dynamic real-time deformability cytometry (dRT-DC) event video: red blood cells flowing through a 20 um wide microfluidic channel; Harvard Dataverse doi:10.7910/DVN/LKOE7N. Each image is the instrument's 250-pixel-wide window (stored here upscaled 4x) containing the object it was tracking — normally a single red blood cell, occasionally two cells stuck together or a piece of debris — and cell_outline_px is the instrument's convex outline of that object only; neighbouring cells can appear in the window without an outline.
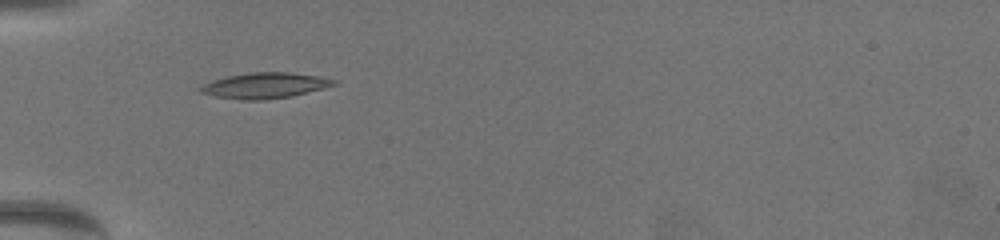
{"species": "common noctule bat (a hibernating species)", "species_latin": "Nyctalus noctula", "temperature_condition": "warm", "stored_images_in_passage": 8, "camera_frame_rate_fps": 3000, "um_per_image_px": 0.085, "animal": {"sex": "female", "body_mass_g": 19.5, "forearm_length_mm": 54.1}, "frame": {"image": 1, "passage_image": 1, "time_ms": 0.0, "image_size_px": [1000, 240], "cell_outline_px": [[336, 84], [292, 96], [260, 100], [244, 100], [216, 96], [200, 92], [200, 88], [204, 84], [212, 80], [228, 76], [252, 72], [288, 72], [316, 76], [336, 80]], "centroid_in_image_um": [22.49, 7.26], "position_along_channel_um": 62.5, "area_um2": 19.48}}
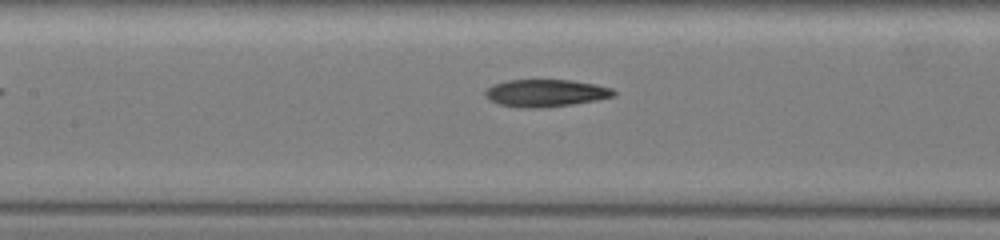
{"frame": {"image": 2, "passage_image": 6, "time_ms": 1.667, "image_size_px": [1000, 240], "cell_outline_px": [[616, 92], [612, 96], [596, 100], [572, 104], [536, 108], [520, 108], [500, 104], [484, 96], [484, 92], [492, 84], [508, 80], [568, 80], [592, 84], [612, 88]], "centroid_in_image_um": [46.33, 7.91], "position_along_channel_um": 161.1, "area_um2": 20.17}}